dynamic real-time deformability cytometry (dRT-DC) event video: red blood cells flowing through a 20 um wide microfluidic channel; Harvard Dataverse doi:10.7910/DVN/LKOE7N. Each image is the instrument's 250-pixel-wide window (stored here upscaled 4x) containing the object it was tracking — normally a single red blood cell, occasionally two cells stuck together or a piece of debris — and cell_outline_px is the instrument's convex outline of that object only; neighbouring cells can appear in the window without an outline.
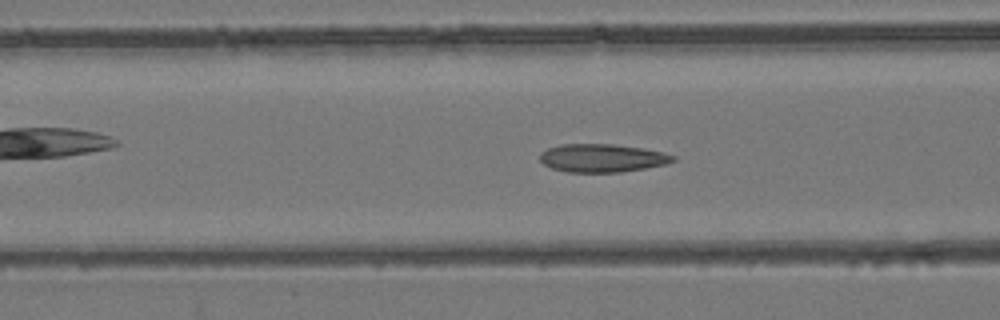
{"species": "common noctule bat (a hibernating species)", "species_latin": "Nyctalus noctula", "temperature_condition": "room temperature", "stored_images_in_passage": 54, "camera_frame_rate_fps": 3000, "um_per_image_px": 0.085, "animal": {"sex": "female", "body_mass_g": 24.6, "forearm_length_mm": 56.2}, "frame": {"image": 1, "passage_image": 21, "time_ms": 6.667, "image_size_px": [1000, 320], "cell_outline_px": [[676, 160], [664, 164], [644, 168], [620, 172], [568, 172], [552, 168], [544, 164], [540, 160], [540, 152], [548, 148], [560, 144], [612, 144], [644, 148], [664, 152], [676, 156]], "centroid_in_image_um": [51.18, 13.42], "position_along_channel_um": 115.4, "area_um2": 21.85}}
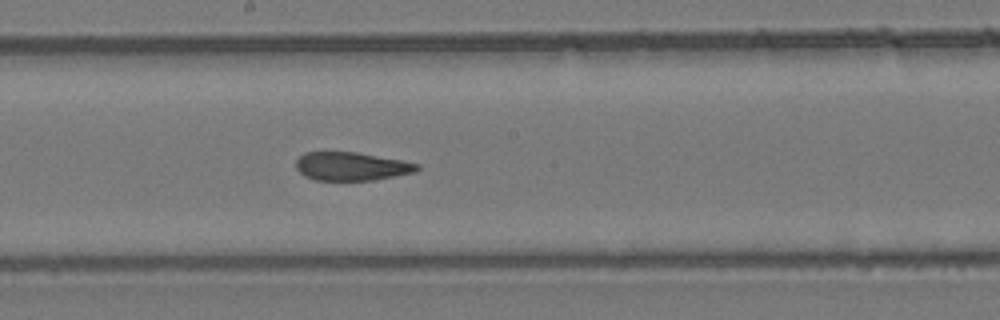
{"frame": {"image": 2, "passage_image": 29, "time_ms": 9.333, "image_size_px": [1000, 320], "cell_outline_px": [[420, 168], [416, 172], [372, 180], [316, 180], [304, 176], [296, 168], [296, 160], [304, 152], [356, 152], [400, 160], [420, 164]], "centroid_in_image_um": [29.86, 14.14], "position_along_channel_um": 218.3, "area_um2": 19.94}}
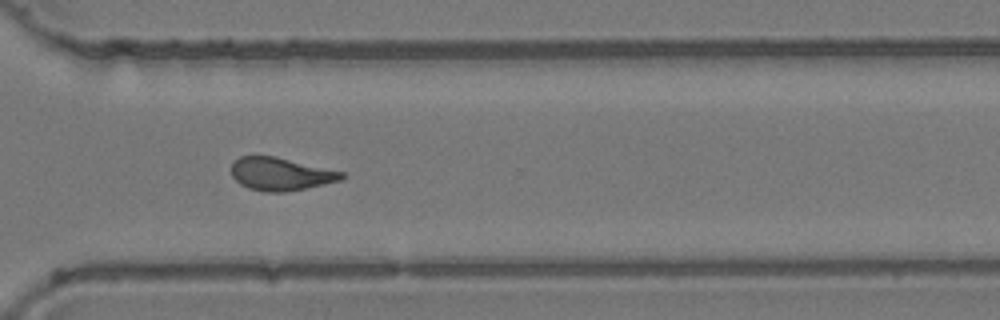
{"frame": {"image": 3, "passage_image": 39, "time_ms": 12.667, "image_size_px": [1000, 320], "cell_outline_px": [[348, 176], [340, 180], [324, 184], [284, 192], [264, 192], [248, 188], [240, 184], [232, 176], [232, 164], [240, 156], [276, 156], [344, 172]], "centroid_in_image_um": [23.87, 14.79], "position_along_channel_um": 346.7, "area_um2": 21.1}, "authors_computed_cell_mechanics": {"area_um2": 21.8195, "velocity_mm_per_s": 3.8559, "shape_relaxation_time_tau1_ms": null, "shape_relaxation_time_tau2_ms": 1.9766, "deformation_change_tau1": null, "deformation_change_tau2": 0.1109}}